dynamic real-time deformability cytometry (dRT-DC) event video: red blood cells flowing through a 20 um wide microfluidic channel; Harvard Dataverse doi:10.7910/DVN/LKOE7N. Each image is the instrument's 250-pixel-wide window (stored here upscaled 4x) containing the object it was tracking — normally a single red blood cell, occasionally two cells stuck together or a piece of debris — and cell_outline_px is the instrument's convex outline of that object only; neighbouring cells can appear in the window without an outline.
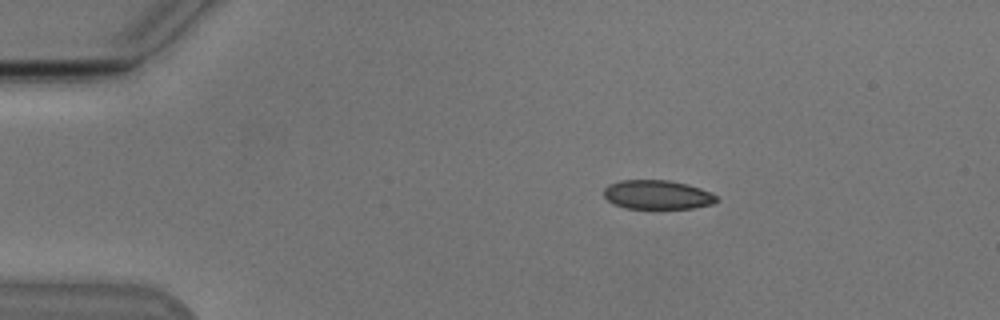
{"species": "Egyptian fruit bat (a non-hibernating species)", "species_latin": "Rousettus aegyptiacus", "temperature_condition": "cold", "stored_images_in_passage": 45, "camera_frame_rate_fps": 3000, "um_per_image_px": 0.085, "animal": {"sex": "male"}, "frame": {"image": 1, "passage_image": 1, "time_ms": 0.0, "image_size_px": [1000, 320], "cell_outline_px": [[720, 200], [712, 204], [696, 208], [656, 212], [624, 208], [612, 204], [604, 196], [604, 188], [608, 184], [620, 180], [668, 180], [688, 184], [712, 192]], "centroid_in_image_um": [55.88, 16.61], "position_along_channel_um": 29.1, "area_um2": 20.35}}
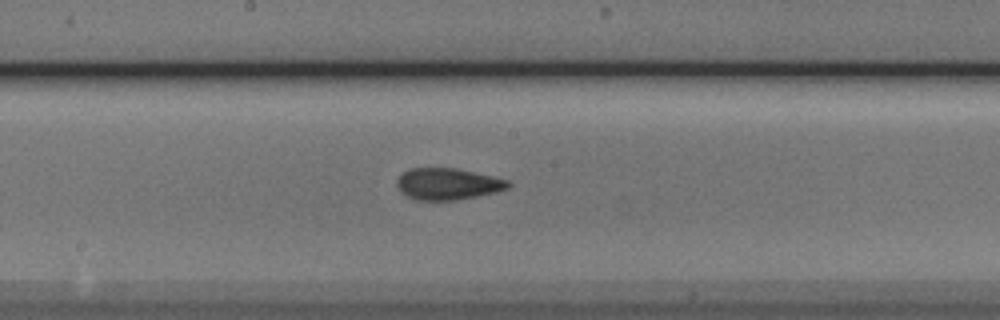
{"frame": {"image": 2, "passage_image": 20, "time_ms": 6.333, "image_size_px": [1000, 320], "cell_outline_px": [[512, 184], [508, 188], [496, 192], [456, 200], [416, 200], [400, 192], [396, 184], [396, 180], [404, 172], [412, 168], [456, 168], [492, 176], [508, 180]], "centroid_in_image_um": [38.05, 15.64], "position_along_channel_um": 210.1, "area_um2": 20.4}}
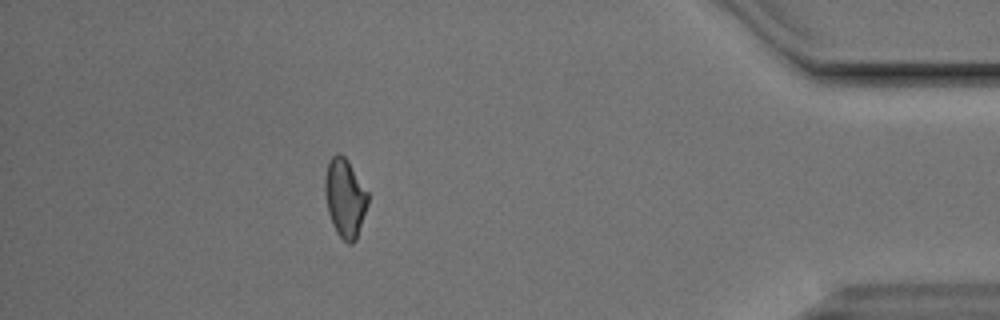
{"frame": {"image": 3, "passage_image": 39, "time_ms": 12.667, "image_size_px": [1000, 320], "cell_outline_px": [[368, 204], [356, 240], [352, 244], [348, 244], [336, 232], [332, 224], [328, 212], [324, 192], [324, 176], [328, 160], [336, 152], [340, 152], [348, 160], [368, 192]], "centroid_in_image_um": [29.3, 16.79], "position_along_channel_um": 405.9, "area_um2": 19.94}, "authors_computed_cell_mechanics": {"area_um2": 20.0566, "velocity_mm_per_s": 3.8291, "shape_relaxation_time_tau1_ms": 7.6728, "shape_relaxation_time_tau2_ms": 2.162, "deformation_change_tau1": 0.1459, "deformation_change_tau2": 0.0679}}